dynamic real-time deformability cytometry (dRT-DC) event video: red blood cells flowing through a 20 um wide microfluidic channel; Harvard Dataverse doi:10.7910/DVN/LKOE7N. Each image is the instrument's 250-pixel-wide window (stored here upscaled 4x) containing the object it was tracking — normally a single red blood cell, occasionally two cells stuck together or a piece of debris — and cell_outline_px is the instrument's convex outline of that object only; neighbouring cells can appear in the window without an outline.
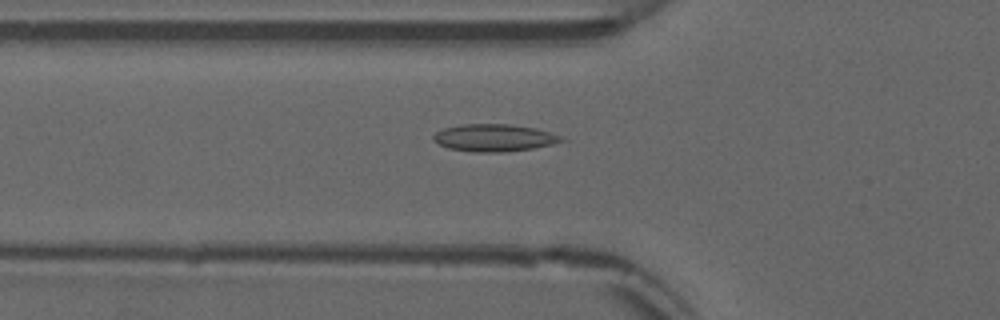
{"species": "common noctule bat (a hibernating species)", "species_latin": "Nyctalus noctula", "temperature_condition": "warm", "stored_images_in_passage": 34, "camera_frame_rate_fps": 3000, "um_per_image_px": 0.085, "animal": {"sex": "male", "forearm_length_mm": 52.5}, "frame": {"image": 1, "passage_image": 3, "time_ms": 0.667, "image_size_px": [1000, 320], "cell_outline_px": [[568, 140], [552, 144], [532, 148], [504, 152], [472, 152], [448, 148], [432, 140], [432, 136], [436, 132], [444, 128], [464, 124], [508, 124], [536, 128], [552, 132]], "centroid_in_image_um": [42.01, 11.71], "position_along_channel_um": 83.8, "area_um2": 20.4}}
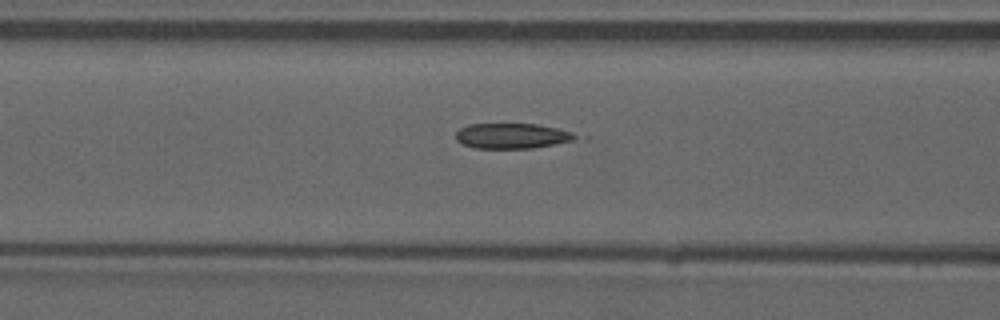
{"frame": {"image": 2, "passage_image": 6, "time_ms": 1.667, "image_size_px": [1000, 320], "cell_outline_px": [[588, 140], [532, 148], [476, 148], [464, 144], [456, 140], [456, 132], [460, 128], [468, 124], [536, 124], [556, 128], [588, 136]], "centroid_in_image_um": [43.75, 11.56], "position_along_channel_um": 122.8, "area_um2": 18.32}}
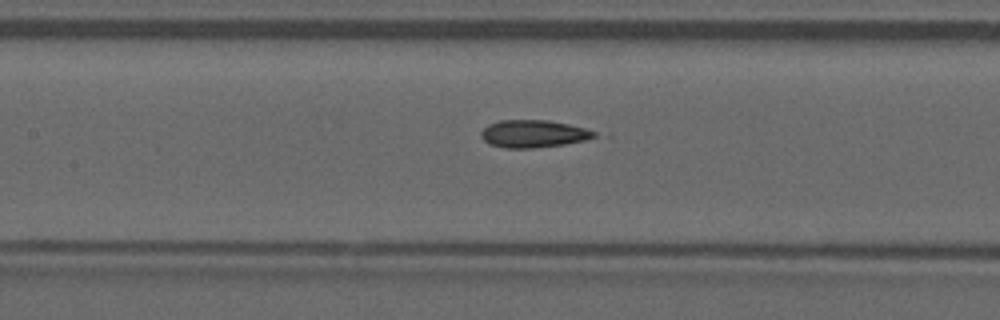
{"frame": {"image": 3, "passage_image": 9, "time_ms": 2.667, "image_size_px": [1000, 320], "cell_outline_px": [[596, 136], [584, 140], [564, 144], [532, 148], [504, 148], [488, 144], [480, 136], [480, 132], [488, 124], [500, 120], [548, 120], [568, 124], [584, 128], [596, 132]], "centroid_in_image_um": [45.28, 11.37], "position_along_channel_um": 162.1, "area_um2": 18.09}, "authors_computed_cell_mechanics": {"area_um2": 17.9469, "velocity_mm_per_s": 3.8747, "shape_relaxation_time_tau1_ms": null, "shape_relaxation_time_tau2_ms": 1.7359, "deformation_change_tau1": null, "deformation_change_tau2": 0.0812}}